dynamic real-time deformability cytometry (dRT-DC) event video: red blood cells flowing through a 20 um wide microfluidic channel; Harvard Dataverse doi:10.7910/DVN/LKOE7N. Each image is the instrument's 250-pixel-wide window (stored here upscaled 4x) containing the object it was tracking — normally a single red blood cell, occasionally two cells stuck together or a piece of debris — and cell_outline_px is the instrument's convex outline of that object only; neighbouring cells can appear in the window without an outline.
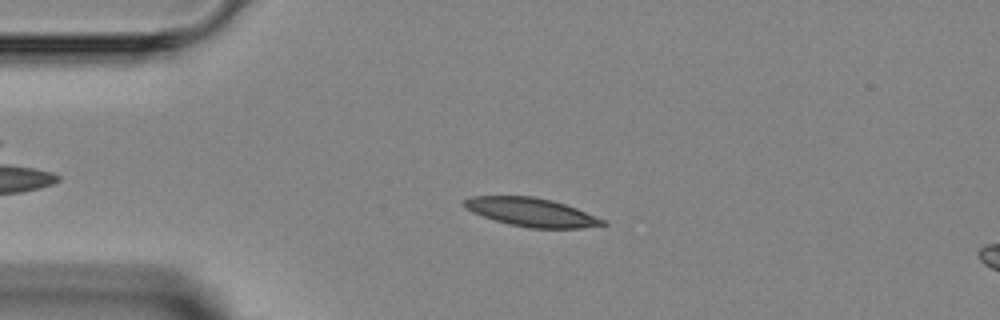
{"species": "Egyptian fruit bat (a non-hibernating species)", "species_latin": "Rousettus aegyptiacus", "temperature_condition": "room temperature", "stored_images_in_passage": 4, "camera_frame_rate_fps": 3000, "um_per_image_px": 0.085, "animal": {"sex": "female"}, "frame": {"image": 1, "passage_image": 3, "time_ms": 2.333, "image_size_px": [1000, 320], "cell_outline_px": [[608, 224], [580, 228], [528, 228], [508, 224], [472, 212], [464, 208], [464, 200], [472, 196], [532, 196], [552, 200], [576, 208], [604, 220]], "centroid_in_image_um": [45.15, 18.04], "position_along_channel_um": 39.9, "area_um2": 22.77}}